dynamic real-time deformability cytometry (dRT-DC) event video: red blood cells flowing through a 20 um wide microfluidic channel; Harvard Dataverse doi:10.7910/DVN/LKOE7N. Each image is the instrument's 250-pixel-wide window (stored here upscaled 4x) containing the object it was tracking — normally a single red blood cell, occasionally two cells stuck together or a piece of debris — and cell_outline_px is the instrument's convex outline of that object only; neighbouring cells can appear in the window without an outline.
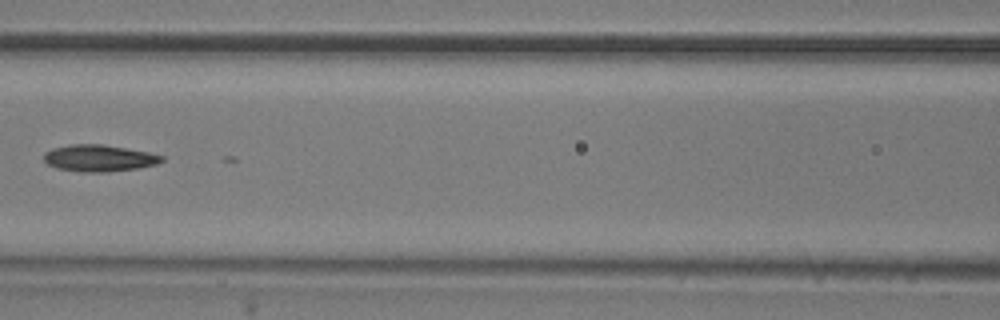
{"species": "common noctule bat (a hibernating species)", "species_latin": "Nyctalus noctula", "temperature_condition": "room temperature", "stored_images_in_passage": 42, "segment_of_instrument_passage": [2, 2], "camera_frame_rate_fps": 3000, "um_per_image_px": 0.085, "animal": {"sex": "male", "body_mass_g": 20.5, "forearm_length_mm": 52.5}, "frame": {"image": 1, "passage_image": 23, "time_ms": 7.333, "image_size_px": [1000, 320], "cell_outline_px": [[164, 160], [156, 164], [136, 168], [108, 172], [80, 172], [56, 168], [48, 164], [44, 160], [44, 152], [52, 148], [68, 144], [104, 144], [148, 152], [164, 156]], "centroid_in_image_um": [8.39, 13.43], "position_along_channel_um": 158.2, "area_um2": 18.44}}
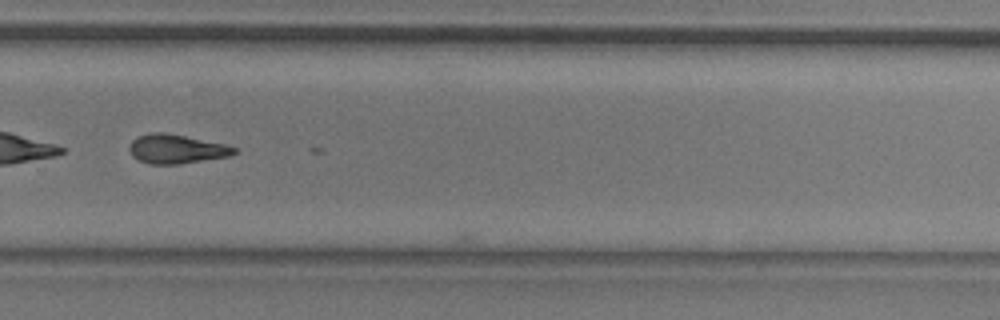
{"frame": {"image": 2, "passage_image": 35, "time_ms": 11.333, "image_size_px": [1000, 320], "cell_outline_px": [[236, 152], [228, 156], [180, 164], [148, 164], [132, 156], [128, 148], [132, 140], [136, 136], [152, 132], [164, 132], [224, 144], [236, 148]], "centroid_in_image_um": [14.93, 12.66], "position_along_channel_um": 314.9, "area_um2": 17.63}}
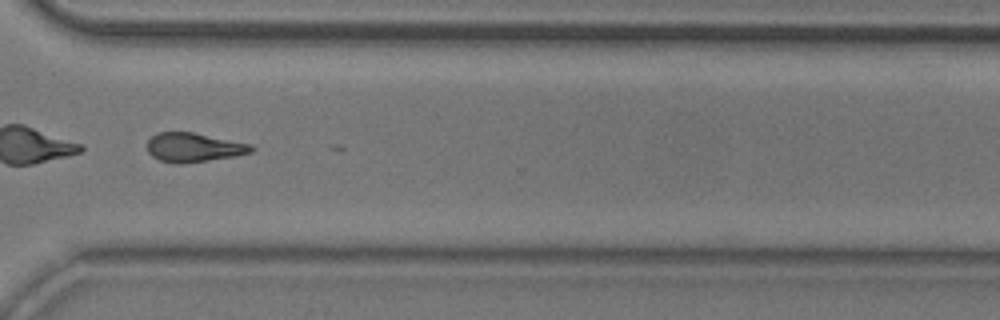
{"frame": {"image": 3, "passage_image": 38, "time_ms": 12.333, "image_size_px": [1000, 320], "cell_outline_px": [[256, 148], [252, 152], [236, 156], [180, 164], [176, 164], [160, 160], [152, 156], [148, 152], [148, 140], [156, 132], [192, 132], [252, 144]], "centroid_in_image_um": [16.48, 12.53], "position_along_channel_um": 354.1, "area_um2": 17.69}}